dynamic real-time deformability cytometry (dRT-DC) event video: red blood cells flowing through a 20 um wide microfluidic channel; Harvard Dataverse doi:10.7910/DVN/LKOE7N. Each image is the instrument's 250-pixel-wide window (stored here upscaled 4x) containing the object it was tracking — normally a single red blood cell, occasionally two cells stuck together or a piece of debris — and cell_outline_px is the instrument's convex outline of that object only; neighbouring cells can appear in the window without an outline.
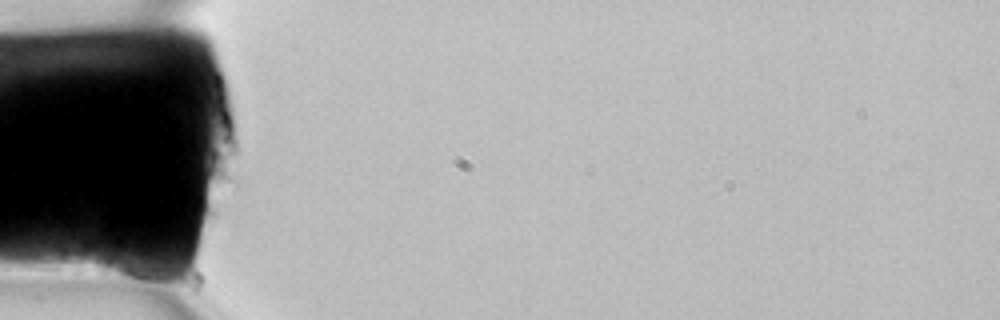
{"species": "common noctule bat (a hibernating species)", "species_latin": "Nyctalus noctula", "temperature_condition": "room temperature", "stored_images_in_passage": 4, "camera_frame_rate_fps": 3000, "um_per_image_px": 0.085, "animal": {"sex": "female", "body_mass_g": 22.7, "forearm_length_mm": 54.2}, "frame": {"image": 1, "passage_image": 1, "time_ms": 0.0, "image_size_px": [1000, 320], "cell_outline_px": [[164, 276], [148, 288], [100, 272], [96, 268], [96, 256], [100, 252], [104, 252], [140, 256]], "centroid_in_image_um": [10.88, 22.82], "position_along_channel_um": 74.1, "area_um2": 10.69}}